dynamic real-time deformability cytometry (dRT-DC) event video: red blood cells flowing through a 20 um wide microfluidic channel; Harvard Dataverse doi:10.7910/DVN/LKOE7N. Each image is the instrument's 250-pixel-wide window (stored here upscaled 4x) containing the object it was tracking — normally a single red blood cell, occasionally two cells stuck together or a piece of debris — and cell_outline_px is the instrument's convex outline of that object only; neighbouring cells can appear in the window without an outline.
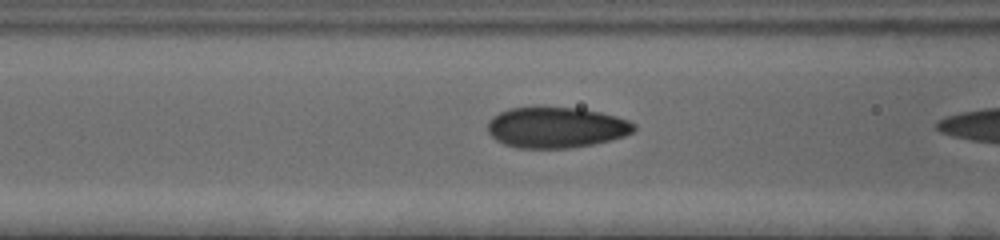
{"species": "human", "species_latin": "Homo sapiens", "temperature_condition": "cold", "stored_images_in_passage": 20, "camera_frame_rate_fps": 3000, "um_per_image_px": 0.085, "donor": {"sex": "female"}, "frame": {"image": 1, "passage_image": 19, "time_ms": 6.0, "image_size_px": [1000, 240], "cell_outline_px": [[636, 128], [632, 132], [624, 136], [592, 144], [568, 148], [520, 148], [504, 144], [496, 140], [488, 132], [488, 120], [492, 116], [508, 108], [536, 104], [580, 108], [600, 112], [616, 116], [628, 120], [636, 124]], "centroid_in_image_um": [47.23, 10.78], "position_along_channel_um": 119.4, "area_um2": 35.6}}